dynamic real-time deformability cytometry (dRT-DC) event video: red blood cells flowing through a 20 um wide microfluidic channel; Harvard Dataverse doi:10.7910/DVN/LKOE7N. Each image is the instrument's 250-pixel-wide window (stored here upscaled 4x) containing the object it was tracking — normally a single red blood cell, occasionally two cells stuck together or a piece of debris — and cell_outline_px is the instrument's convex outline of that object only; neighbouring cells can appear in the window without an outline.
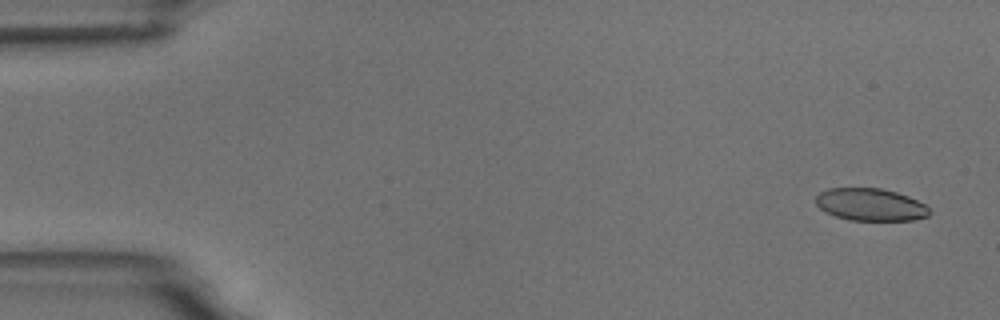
{"species": "common noctule bat (a hibernating species)", "species_latin": "Nyctalus noctula", "temperature_condition": "room temperature", "stored_images_in_passage": 5, "camera_frame_rate_fps": 3000, "um_per_image_px": 0.085, "animal": {"sex": "male", "body_mass_g": 18.8}, "frame": {"image": 1, "passage_image": 1, "time_ms": 0.0, "image_size_px": [1000, 320], "cell_outline_px": [[932, 212], [928, 216], [912, 220], [848, 220], [836, 216], [820, 208], [816, 204], [816, 196], [820, 192], [828, 188], [880, 188], [896, 192], [908, 196], [924, 204]], "centroid_in_image_um": [74.0, 17.39], "position_along_channel_um": 11.0, "area_um2": 21.33}}
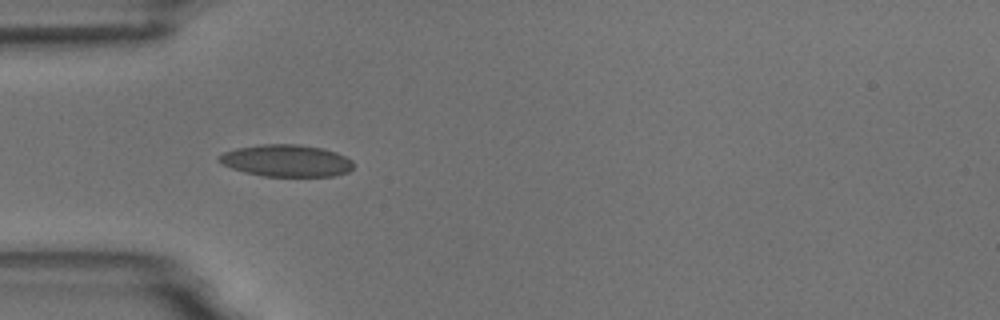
{"frame": {"image": 2, "passage_image": 5, "time_ms": 4.667, "image_size_px": [1000, 320], "cell_outline_px": [[352, 168], [348, 172], [336, 176], [264, 176], [244, 172], [220, 164], [216, 160], [216, 156], [224, 152], [236, 148], [260, 144], [296, 144], [324, 148], [336, 152], [352, 160]], "centroid_in_image_um": [24.3, 13.65], "position_along_channel_um": 60.7, "area_um2": 25.26}}